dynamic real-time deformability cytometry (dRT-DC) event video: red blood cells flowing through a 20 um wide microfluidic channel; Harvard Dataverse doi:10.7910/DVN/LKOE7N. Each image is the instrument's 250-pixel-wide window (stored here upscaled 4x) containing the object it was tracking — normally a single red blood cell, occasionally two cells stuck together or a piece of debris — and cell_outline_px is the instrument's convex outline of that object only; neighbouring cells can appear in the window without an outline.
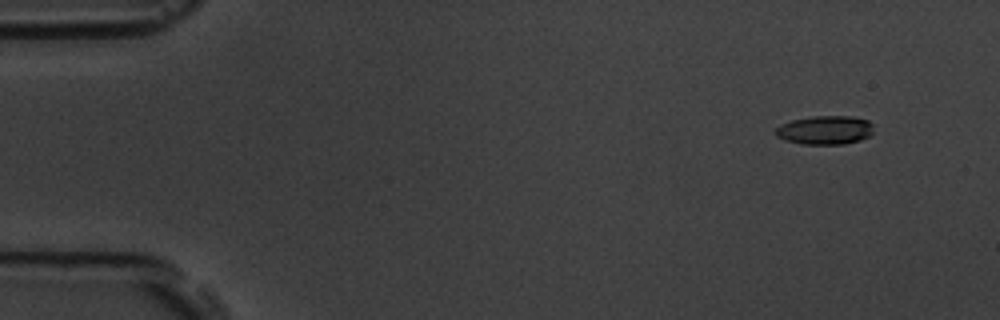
{"species": "common noctule bat (a hibernating species)", "species_latin": "Nyctalus noctula", "temperature_condition": "room temperature", "stored_images_in_passage": 4, "camera_frame_rate_fps": 3000, "um_per_image_px": 0.085, "animal": {"sex": "male", "body_mass_g": 19.5, "forearm_length_mm": 54.6}, "frame": {"image": 1, "passage_image": 1, "time_ms": 0.0, "image_size_px": [1000, 320], "cell_outline_px": [[872, 136], [860, 140], [844, 144], [800, 144], [784, 140], [776, 136], [776, 128], [780, 124], [792, 120], [812, 116], [852, 116], [868, 120], [872, 124]], "centroid_in_image_um": [70.13, 11.06], "position_along_channel_um": 14.9, "area_um2": 16.59}}
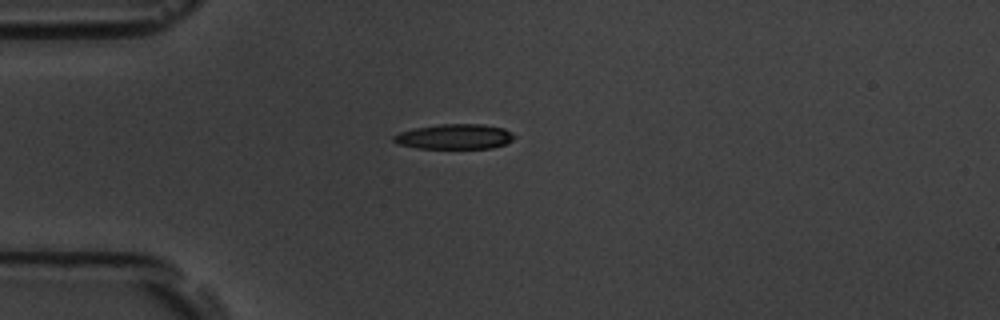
{"frame": {"image": 2, "passage_image": 4, "time_ms": 1.0, "image_size_px": [1000, 320], "cell_outline_px": [[516, 136], [512, 140], [504, 144], [492, 148], [416, 148], [396, 144], [392, 140], [392, 136], [400, 132], [416, 128], [440, 124], [484, 124], [504, 128], [512, 132]], "centroid_in_image_um": [38.63, 11.61], "position_along_channel_um": 46.4, "area_um2": 17.69}}